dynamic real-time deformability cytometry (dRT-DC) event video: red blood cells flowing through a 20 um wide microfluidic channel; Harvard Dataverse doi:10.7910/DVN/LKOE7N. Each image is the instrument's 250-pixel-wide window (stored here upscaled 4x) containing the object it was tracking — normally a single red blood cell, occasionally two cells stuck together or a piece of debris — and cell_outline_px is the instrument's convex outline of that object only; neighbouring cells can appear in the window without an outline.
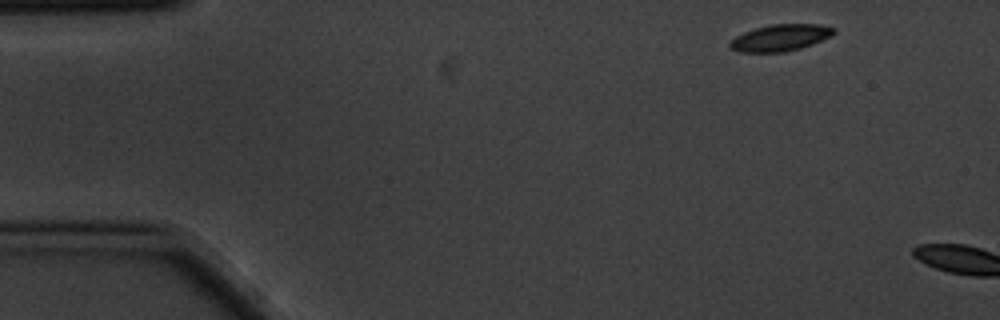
{"species": "common noctule bat (a hibernating species)", "species_latin": "Nyctalus noctula", "temperature_condition": "cold", "stored_images_in_passage": 3, "camera_frame_rate_fps": 3000, "um_per_image_px": 0.085, "animal": {"sex": "male", "body_mass_g": 20.1, "forearm_length_mm": 53.5}, "frame": {"image": 1, "passage_image": 1, "time_ms": 0.0, "image_size_px": [1000, 320], "cell_outline_px": [[836, 32], [832, 36], [812, 44], [800, 48], [784, 52], [740, 52], [732, 48], [728, 44], [736, 36], [744, 32], [756, 28], [772, 24], [820, 24], [836, 28]], "centroid_in_image_um": [66.37, 3.2], "position_along_channel_um": 18.6, "area_um2": 16.07}}